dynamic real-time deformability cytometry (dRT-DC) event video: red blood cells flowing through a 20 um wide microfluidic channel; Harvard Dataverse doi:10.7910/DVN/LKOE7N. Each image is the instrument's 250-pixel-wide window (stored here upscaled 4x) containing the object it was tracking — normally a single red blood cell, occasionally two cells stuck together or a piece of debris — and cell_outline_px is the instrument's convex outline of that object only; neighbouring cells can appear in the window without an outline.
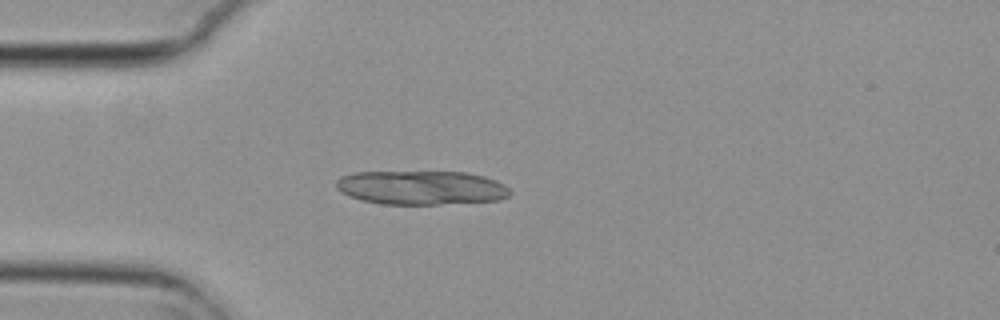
{"species": "common noctule bat (a hibernating species)", "species_latin": "Nyctalus noctula", "temperature_condition": "cold", "stored_images_in_passage": 1, "camera_frame_rate_fps": 3000, "um_per_image_px": 0.085, "animal": {"sex": "female", "body_mass_g": 29.2, "forearm_length_mm": 56.3}, "frame": {"image": 1, "passage_image": 1, "time_ms": 0.0, "image_size_px": [1000, 320], "cell_outline_px": [[512, 192], [508, 196], [500, 200], [440, 204], [384, 204], [360, 200], [348, 196], [340, 192], [336, 188], [336, 180], [340, 176], [356, 172], [468, 172], [484, 176], [496, 180], [504, 184]], "centroid_in_image_um": [35.79, 15.95], "position_along_channel_um": 49.2, "area_um2": 34.68}}